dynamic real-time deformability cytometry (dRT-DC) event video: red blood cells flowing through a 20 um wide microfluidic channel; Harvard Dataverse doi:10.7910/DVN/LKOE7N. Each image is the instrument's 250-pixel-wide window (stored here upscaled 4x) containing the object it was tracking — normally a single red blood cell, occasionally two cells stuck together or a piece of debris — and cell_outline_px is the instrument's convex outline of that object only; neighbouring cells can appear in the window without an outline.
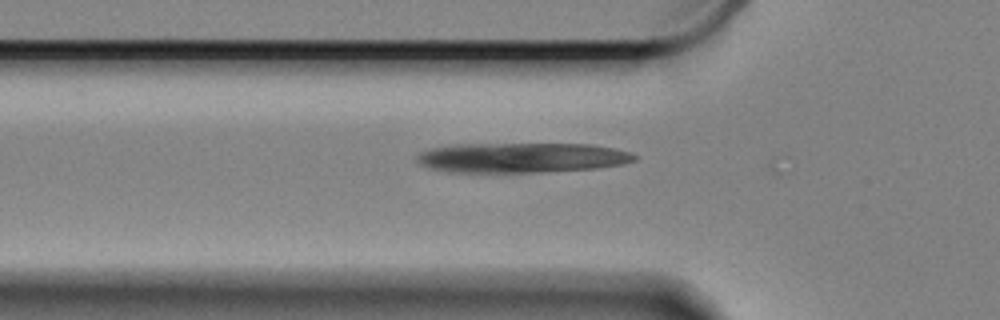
{"species": "Egyptian fruit bat (a non-hibernating species)", "species_latin": "Rousettus aegyptiacus", "temperature_condition": "cold", "stored_images_in_passage": 36, "camera_frame_rate_fps": 3000, "um_per_image_px": 0.085, "animal": {"sex": "female"}, "frame": {"image": 1, "passage_image": 2, "time_ms": 0.333, "image_size_px": [1000, 320], "cell_outline_px": [[636, 160], [624, 164], [596, 168], [540, 172], [448, 172], [432, 168], [420, 164], [416, 160], [416, 156], [420, 152], [428, 148], [456, 144], [592, 144], [616, 148], [628, 152], [636, 156]], "centroid_in_image_um": [44.33, 13.4], "position_along_channel_um": 81.5, "area_um2": 38.09}}
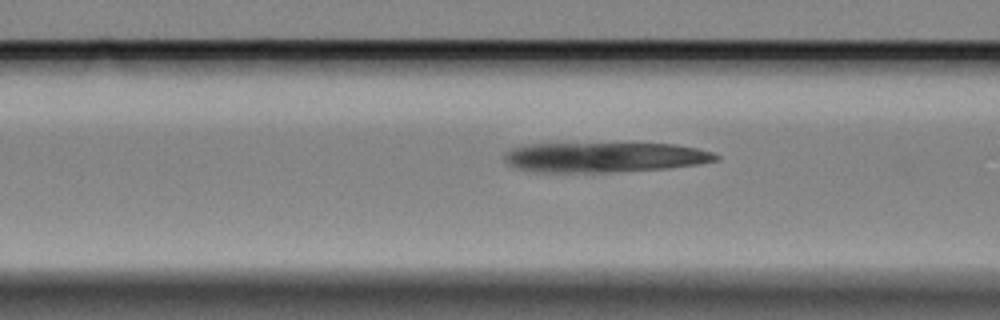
{"frame": {"image": 2, "passage_image": 5, "time_ms": 1.333, "image_size_px": [1000, 320], "cell_outline_px": [[720, 156], [716, 160], [696, 164], [664, 168], [604, 172], [532, 172], [516, 168], [508, 164], [504, 160], [504, 152], [512, 148], [524, 144], [672, 144], [696, 148], [712, 152]], "centroid_in_image_um": [51.29, 13.36], "position_along_channel_um": 115.3, "area_um2": 36.59}}
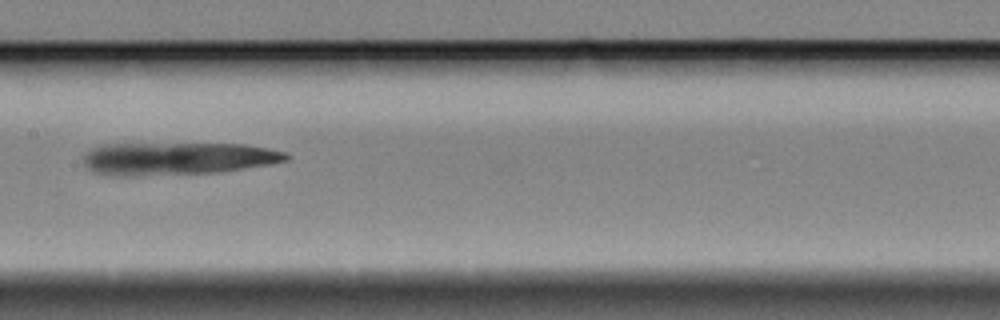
{"frame": {"image": 3, "passage_image": 12, "time_ms": 3.667, "image_size_px": [1000, 320], "cell_outline_px": [[292, 156], [288, 160], [268, 164], [220, 172], [132, 176], [112, 176], [96, 172], [88, 168], [84, 164], [84, 156], [92, 148], [104, 144], [244, 144], [268, 148], [288, 152]], "centroid_in_image_um": [15.11, 13.48], "position_along_channel_um": 192.3, "area_um2": 38.49}}